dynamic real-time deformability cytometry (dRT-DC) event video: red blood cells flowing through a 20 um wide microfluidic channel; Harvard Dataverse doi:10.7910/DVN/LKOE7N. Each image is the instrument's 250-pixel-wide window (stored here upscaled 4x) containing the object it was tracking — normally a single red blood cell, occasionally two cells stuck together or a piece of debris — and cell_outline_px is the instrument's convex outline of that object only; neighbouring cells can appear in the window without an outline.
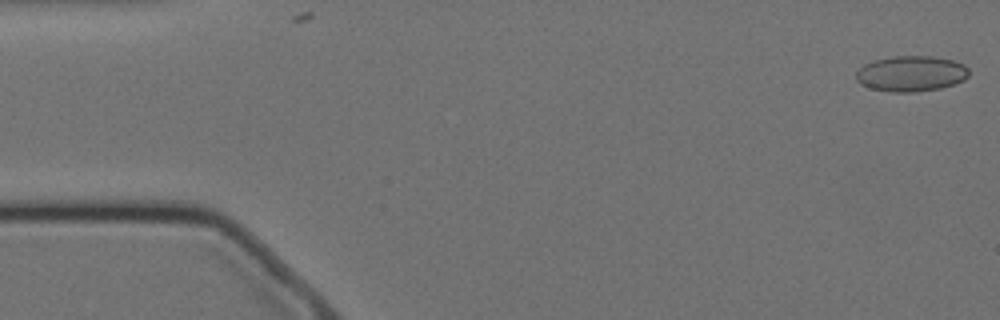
{"species": "Egyptian fruit bat (a non-hibernating species)", "species_latin": "Rousettus aegyptiacus", "temperature_condition": "cold", "stored_images_in_passage": 57, "camera_frame_rate_fps": 3000, "um_per_image_px": 0.085, "animal": {"sex": "female"}, "frame": {"image": 1, "passage_image": 1, "time_ms": 0.0, "image_size_px": [1000, 320], "cell_outline_px": [[968, 76], [964, 80], [940, 88], [916, 92], [892, 92], [872, 88], [860, 84], [856, 80], [856, 72], [864, 64], [872, 60], [892, 56], [932, 56], [952, 60], [964, 64], [968, 68]], "centroid_in_image_um": [77.43, 6.25], "position_along_channel_um": 7.6, "area_um2": 23.47}}
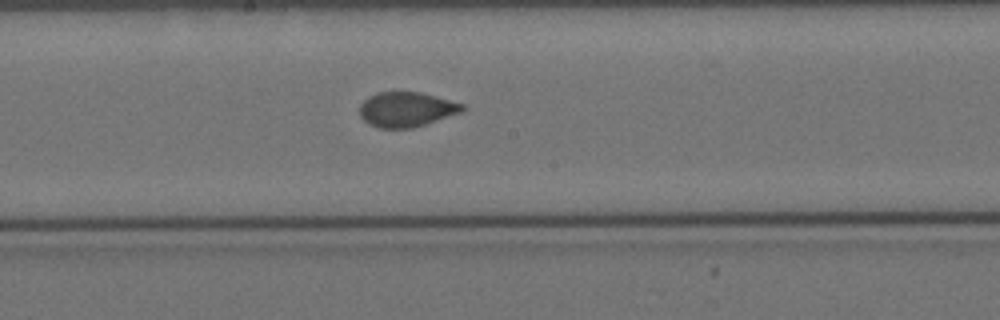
{"frame": {"image": 2, "passage_image": 29, "time_ms": 9.333, "image_size_px": [1000, 320], "cell_outline_px": [[464, 108], [460, 112], [412, 128], [380, 128], [368, 124], [360, 116], [360, 104], [368, 96], [376, 92], [420, 92], [436, 96], [464, 104]], "centroid_in_image_um": [34.5, 9.29], "position_along_channel_um": 213.7, "area_um2": 20.69}}
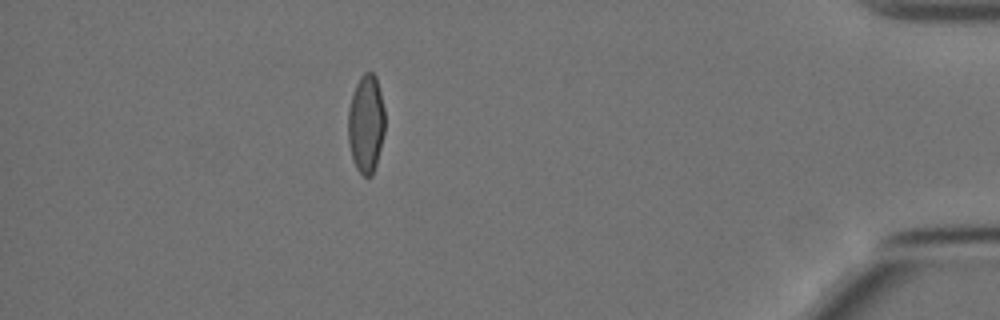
{"frame": {"image": 3, "passage_image": 50, "time_ms": 16.333, "image_size_px": [1000, 320], "cell_outline_px": [[384, 132], [376, 164], [372, 176], [364, 176], [356, 168], [352, 160], [348, 144], [348, 108], [356, 84], [360, 76], [364, 72], [372, 72], [376, 76], [384, 108]], "centroid_in_image_um": [31.1, 10.52], "position_along_channel_um": 404.1, "area_um2": 21.1}}